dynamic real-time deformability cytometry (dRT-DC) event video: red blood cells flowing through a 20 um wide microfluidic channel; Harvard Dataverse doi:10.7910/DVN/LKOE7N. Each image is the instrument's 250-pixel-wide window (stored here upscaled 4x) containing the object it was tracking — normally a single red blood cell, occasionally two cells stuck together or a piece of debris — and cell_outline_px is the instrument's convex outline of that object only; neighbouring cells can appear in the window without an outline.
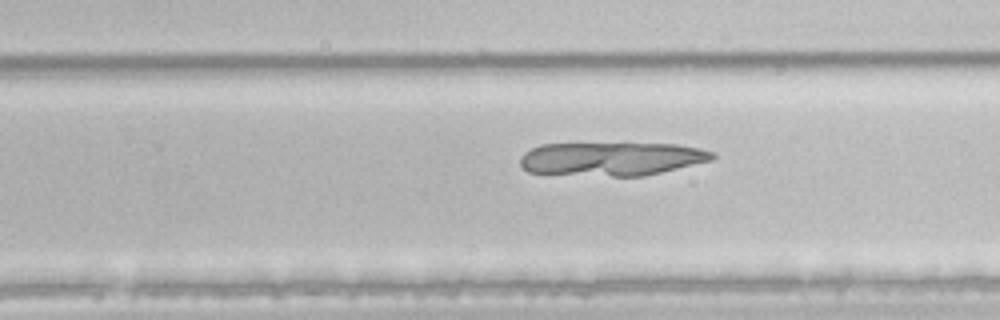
{"species": "common noctule bat (a hibernating species)", "species_latin": "Nyctalus noctula", "temperature_condition": "room temperature", "stored_images_in_passage": 51, "camera_frame_rate_fps": 3000, "um_per_image_px": 0.085, "animal": {"sex": "male", "body_mass_g": 21.5, "forearm_length_mm": 52.0}, "frame": {"image": 1, "passage_image": 32, "time_ms": 10.333, "image_size_px": [1000, 320], "cell_outline_px": [[716, 156], [712, 160], [644, 176], [612, 176], [528, 172], [520, 164], [520, 156], [524, 152], [540, 144], [680, 144], [700, 148], [712, 152]], "centroid_in_image_um": [51.99, 13.5], "position_along_channel_um": 277.8, "area_um2": 37.34}}